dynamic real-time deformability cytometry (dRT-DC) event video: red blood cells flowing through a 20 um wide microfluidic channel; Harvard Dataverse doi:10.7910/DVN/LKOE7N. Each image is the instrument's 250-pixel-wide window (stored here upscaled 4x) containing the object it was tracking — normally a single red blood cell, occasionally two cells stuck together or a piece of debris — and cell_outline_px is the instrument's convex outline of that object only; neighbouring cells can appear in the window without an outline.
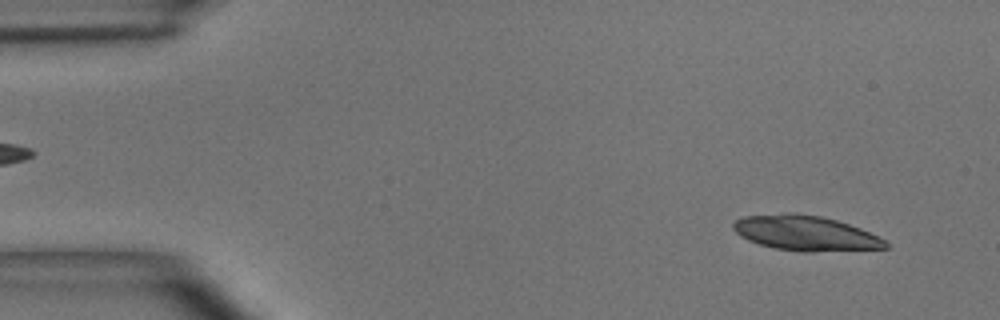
{"species": "common noctule bat (a hibernating species)", "species_latin": "Nyctalus noctula", "temperature_condition": "room temperature", "stored_images_in_passage": 19, "camera_frame_rate_fps": 3000, "um_per_image_px": 0.085, "animal": {"sex": "male", "body_mass_g": 15.6}, "frame": {"image": 1, "passage_image": 3, "time_ms": 0.667, "image_size_px": [1000, 320], "cell_outline_px": [[888, 248], [812, 252], [800, 252], [776, 248], [760, 244], [748, 240], [740, 236], [732, 228], [732, 224], [736, 220], [744, 216], [788, 212], [792, 212], [820, 216], [836, 220], [860, 228], [880, 236], [888, 240]], "centroid_in_image_um": [68.49, 19.82], "position_along_channel_um": 16.5, "area_um2": 31.27}}